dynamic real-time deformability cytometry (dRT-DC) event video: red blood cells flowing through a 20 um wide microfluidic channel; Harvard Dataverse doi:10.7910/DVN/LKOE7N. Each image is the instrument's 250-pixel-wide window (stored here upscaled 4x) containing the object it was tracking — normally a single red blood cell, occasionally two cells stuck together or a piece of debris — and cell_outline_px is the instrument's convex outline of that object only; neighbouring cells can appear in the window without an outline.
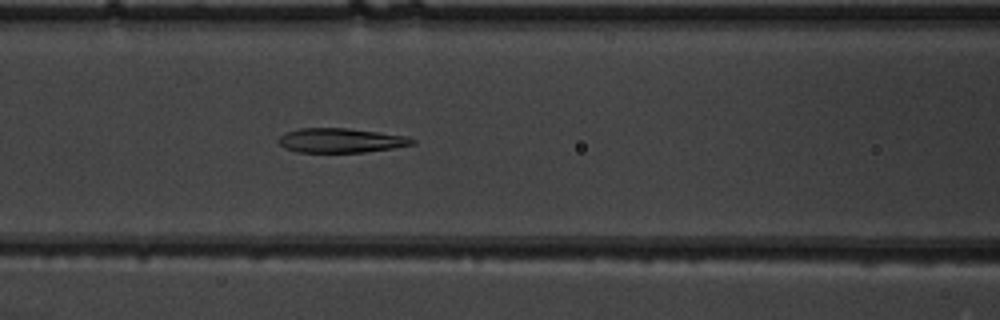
{"species": "common noctule bat (a hibernating species)", "species_latin": "Nyctalus noctula", "temperature_condition": "warm", "stored_images_in_passage": 38, "camera_frame_rate_fps": 3000, "um_per_image_px": 0.085, "animal": {"sex": "male", "body_mass_g": 19.5, "forearm_length_mm": 54.6}, "frame": {"image": 1, "passage_image": 16, "time_ms": 5.0, "image_size_px": [1000, 320], "cell_outline_px": [[416, 144], [392, 148], [364, 152], [296, 152], [284, 148], [276, 140], [280, 136], [288, 132], [300, 128], [348, 128], [408, 136], [416, 140]], "centroid_in_image_um": [28.98, 11.94], "position_along_channel_um": 137.6, "area_um2": 19.07}}
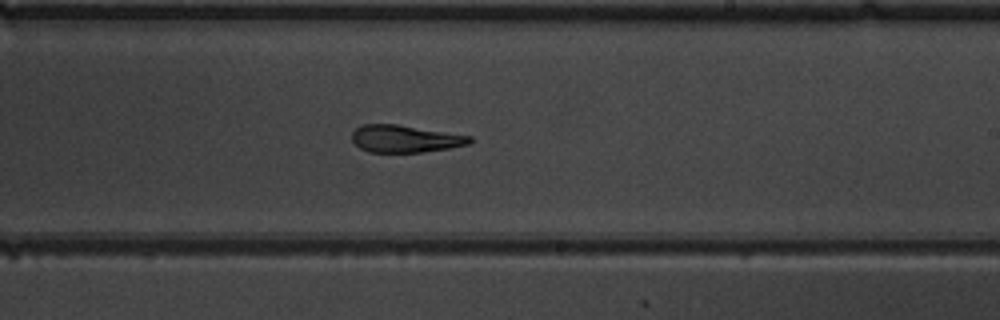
{"frame": {"image": 2, "passage_image": 25, "time_ms": 8.0, "image_size_px": [1000, 320], "cell_outline_px": [[472, 140], [468, 144], [448, 148], [420, 152], [368, 152], [360, 148], [352, 140], [352, 132], [356, 128], [364, 124], [396, 124], [472, 136]], "centroid_in_image_um": [34.4, 11.79], "position_along_channel_um": 254.6, "area_um2": 18.55}}
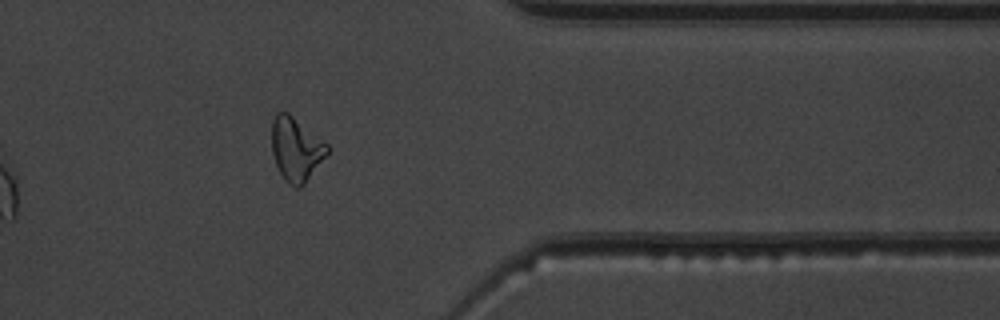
{"frame": {"image": 3, "passage_image": 36, "time_ms": 11.667, "image_size_px": [1000, 320], "cell_outline_px": [[328, 152], [304, 184], [300, 188], [296, 188], [288, 184], [280, 172], [276, 164], [272, 152], [272, 120], [276, 112], [288, 112], [328, 144]], "centroid_in_image_um": [25.14, 12.67], "position_along_channel_um": 386.3, "area_um2": 20.35}, "authors_computed_cell_mechanics": {"area_um2": 19.941, "velocity_mm_per_s": 3.9095, "shape_relaxation_time_tau1_ms": 11.0648, "shape_relaxation_time_tau2_ms": 5.1659, "deformation_change_tau1": 0.303, "deformation_change_tau2": 0.1609}}